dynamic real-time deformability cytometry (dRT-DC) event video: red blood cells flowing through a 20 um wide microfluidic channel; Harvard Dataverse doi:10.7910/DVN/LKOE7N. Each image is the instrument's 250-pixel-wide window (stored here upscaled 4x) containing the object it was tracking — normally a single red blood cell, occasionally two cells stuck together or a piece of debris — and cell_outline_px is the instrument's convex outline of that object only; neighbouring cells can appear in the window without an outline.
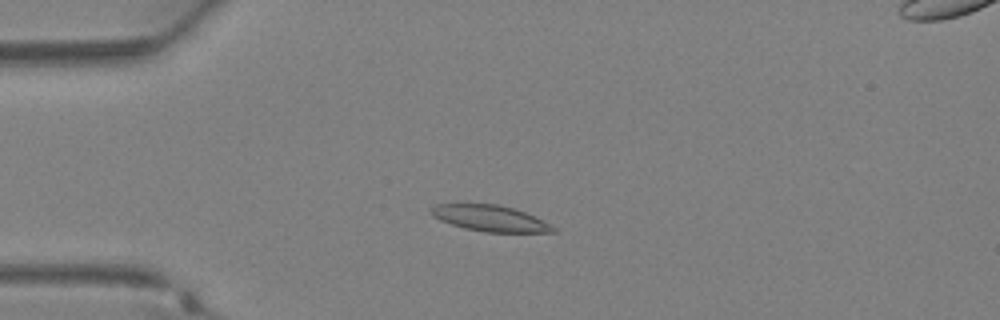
{"species": "Egyptian fruit bat (a non-hibernating species)", "species_latin": "Rousettus aegyptiacus", "temperature_condition": "warm", "stored_images_in_passage": 36, "camera_frame_rate_fps": 3000, "um_per_image_px": 0.085, "animal": {"sex": "female"}, "frame": {"image": 1, "passage_image": 9, "time_ms": 2.667, "image_size_px": [1000, 320], "cell_outline_px": [[556, 232], [484, 232], [464, 228], [440, 220], [432, 216], [432, 208], [436, 204], [496, 204], [512, 208], [524, 212], [556, 228]], "centroid_in_image_um": [41.63, 18.56], "position_along_channel_um": 43.4, "area_um2": 18.09}}
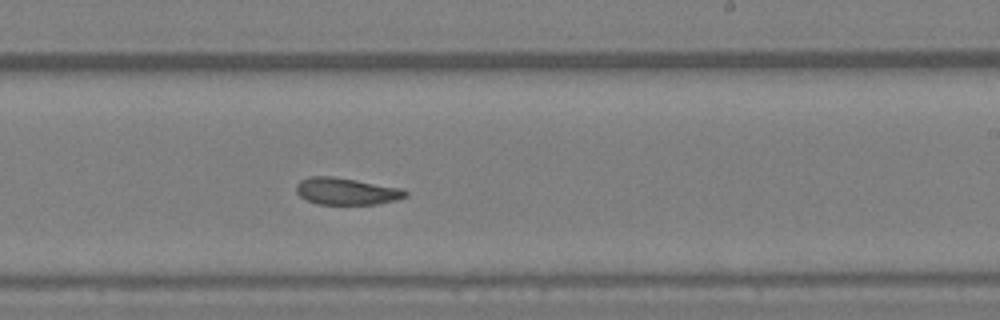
{"frame": {"image": 2, "passage_image": 22, "time_ms": 7.0, "image_size_px": [1000, 320], "cell_outline_px": [[408, 196], [396, 200], [376, 204], [316, 204], [300, 196], [296, 192], [296, 184], [300, 180], [312, 176], [332, 176], [404, 188], [408, 192]], "centroid_in_image_um": [29.47, 16.25], "position_along_channel_um": 259.5, "area_um2": 17.22}}
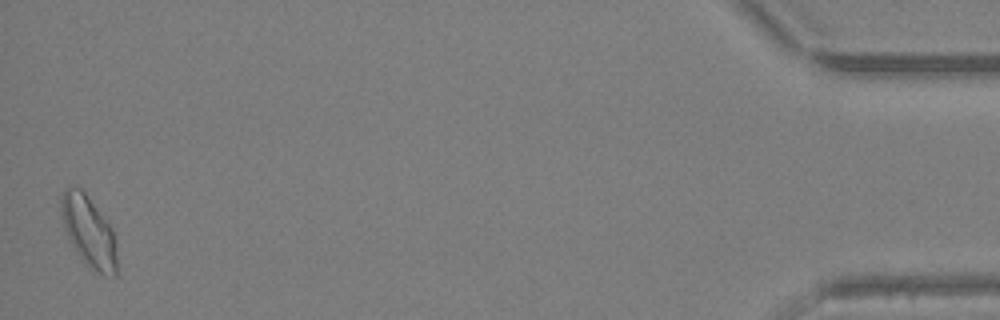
{"frame": {"image": 3, "passage_image": 36, "time_ms": 11.667, "image_size_px": [1000, 320], "cell_outline_px": [[116, 276], [104, 276], [88, 268], [72, 244], [64, 228], [60, 212], [60, 200], [64, 188], [80, 188], [84, 192], [112, 228], [116, 240]], "centroid_in_image_um": [7.55, 19.71], "position_along_channel_um": 427.7, "area_um2": 22.89}}